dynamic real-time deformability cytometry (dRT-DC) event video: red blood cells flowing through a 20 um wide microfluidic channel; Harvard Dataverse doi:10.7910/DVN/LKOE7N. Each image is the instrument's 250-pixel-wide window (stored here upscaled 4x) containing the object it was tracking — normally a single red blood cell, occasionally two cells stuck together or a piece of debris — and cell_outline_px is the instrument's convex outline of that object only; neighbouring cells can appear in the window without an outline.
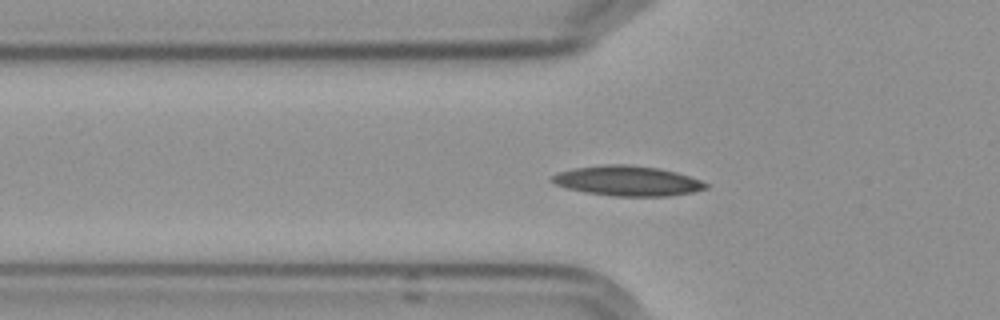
{"species": "Egyptian fruit bat (a non-hibernating species)", "species_latin": "Rousettus aegyptiacus", "temperature_condition": "cold", "stored_images_in_passage": 41, "camera_frame_rate_fps": 3000, "um_per_image_px": 0.085, "frame": {"image": 1, "passage_image": 3, "time_ms": 0.667, "image_size_px": [1000, 320], "cell_outline_px": [[708, 188], [692, 192], [672, 196], [612, 196], [584, 192], [568, 188], [556, 184], [548, 180], [552, 176], [560, 172], [576, 168], [608, 164], [624, 164], [656, 168], [676, 172], [700, 180], [708, 184]], "centroid_in_image_um": [53.34, 15.38], "position_along_channel_um": 72.5, "area_um2": 26.65}}
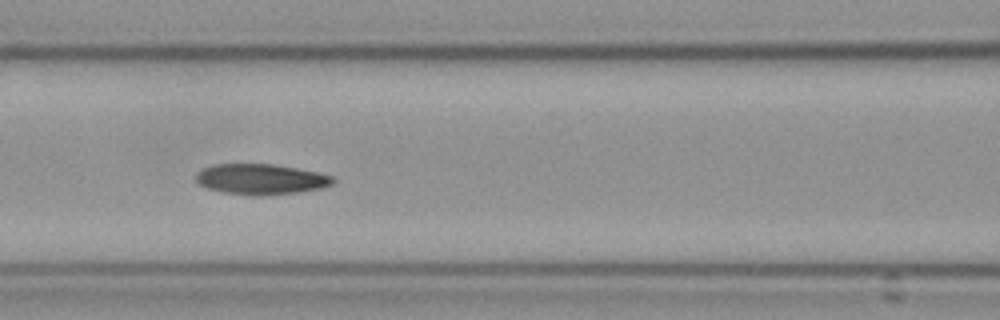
{"frame": {"image": 2, "passage_image": 9, "time_ms": 2.667, "image_size_px": [1000, 320], "cell_outline_px": [[336, 180], [332, 184], [320, 188], [300, 192], [260, 196], [252, 196], [224, 192], [208, 188], [200, 184], [196, 180], [196, 172], [212, 164], [272, 164], [296, 168], [316, 172], [332, 176]], "centroid_in_image_um": [22.16, 15.23], "position_along_channel_um": 144.4, "area_um2": 24.33}}
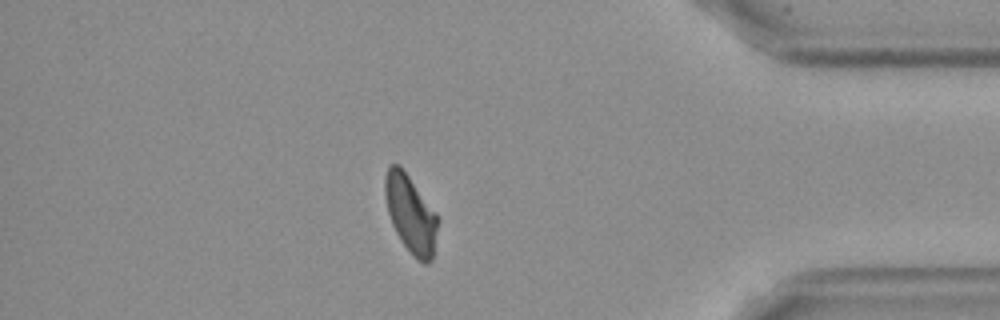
{"frame": {"image": 3, "passage_image": 33, "time_ms": 10.667, "image_size_px": [1000, 320], "cell_outline_px": [[440, 220], [432, 260], [428, 264], [424, 264], [400, 240], [392, 224], [388, 212], [384, 192], [384, 180], [388, 164], [396, 164], [408, 176], [436, 212]], "centroid_in_image_um": [34.92, 18.19], "position_along_channel_um": 400.3, "area_um2": 23.64}, "authors_computed_cell_mechanics": {"area_um2": 24.276, "velocity_mm_per_s": 3.5705, "shape_relaxation_time_tau1_ms": 7.6264, "shape_relaxation_time_tau2_ms": 6.2721, "deformation_change_tau1": 0.1698, "deformation_change_tau2": 0.1056}}